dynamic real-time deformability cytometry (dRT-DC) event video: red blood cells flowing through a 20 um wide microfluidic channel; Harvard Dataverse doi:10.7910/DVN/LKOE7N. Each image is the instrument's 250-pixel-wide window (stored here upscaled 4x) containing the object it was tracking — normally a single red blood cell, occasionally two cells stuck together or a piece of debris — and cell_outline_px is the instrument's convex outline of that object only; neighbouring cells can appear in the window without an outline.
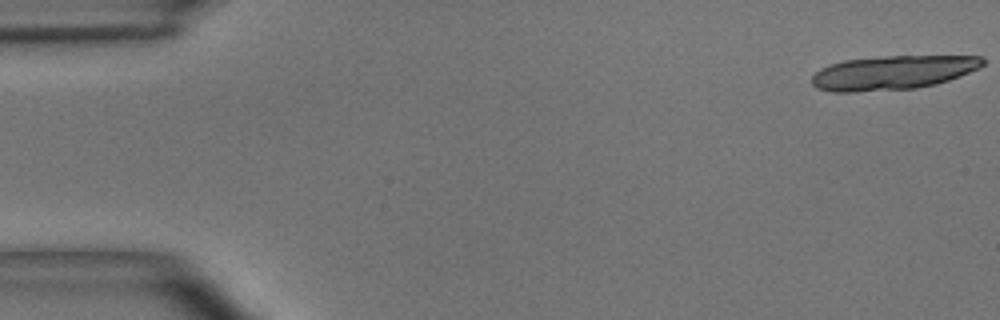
{"species": "common noctule bat (a hibernating species)", "species_latin": "Nyctalus noctula", "temperature_condition": "room temperature", "stored_images_in_passage": 20, "camera_frame_rate_fps": 3000, "um_per_image_px": 0.085, "animal": {"sex": "male", "body_mass_g": 15.6}, "frame": {"image": 1, "passage_image": 1, "time_ms": 0.0, "image_size_px": [1000, 320], "cell_outline_px": [[984, 64], [980, 68], [948, 80], [936, 84], [916, 88], [856, 92], [832, 92], [816, 88], [812, 84], [812, 76], [820, 68], [828, 64], [844, 60], [880, 56], [980, 56], [984, 60]], "centroid_in_image_um": [75.84, 6.17], "position_along_channel_um": 9.2, "area_um2": 34.04}}